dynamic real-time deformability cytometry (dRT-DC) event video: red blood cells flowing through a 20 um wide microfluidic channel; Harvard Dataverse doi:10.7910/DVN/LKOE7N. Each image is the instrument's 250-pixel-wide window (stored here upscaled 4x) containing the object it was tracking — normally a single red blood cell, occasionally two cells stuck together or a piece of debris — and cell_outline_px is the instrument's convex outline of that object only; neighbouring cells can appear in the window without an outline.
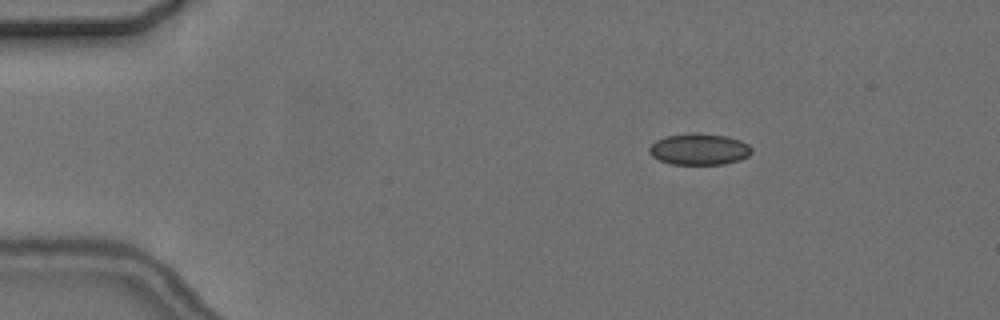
{"species": "common noctule bat (a hibernating species)", "species_latin": "Nyctalus noctula", "temperature_condition": "cold", "stored_images_in_passage": 4, "camera_frame_rate_fps": 3000, "um_per_image_px": 0.085, "animal": {"sex": "female", "body_mass_g": 24.6, "forearm_length_mm": 56.2}, "frame": {"image": 1, "passage_image": 2, "time_ms": 1.0, "image_size_px": [1000, 320], "cell_outline_px": [[752, 152], [748, 156], [740, 160], [724, 164], [672, 164], [660, 160], [652, 156], [648, 152], [648, 148], [656, 140], [668, 136], [728, 136], [740, 140], [748, 144], [752, 148]], "centroid_in_image_um": [59.46, 12.74], "position_along_channel_um": 25.5, "area_um2": 17.92}}